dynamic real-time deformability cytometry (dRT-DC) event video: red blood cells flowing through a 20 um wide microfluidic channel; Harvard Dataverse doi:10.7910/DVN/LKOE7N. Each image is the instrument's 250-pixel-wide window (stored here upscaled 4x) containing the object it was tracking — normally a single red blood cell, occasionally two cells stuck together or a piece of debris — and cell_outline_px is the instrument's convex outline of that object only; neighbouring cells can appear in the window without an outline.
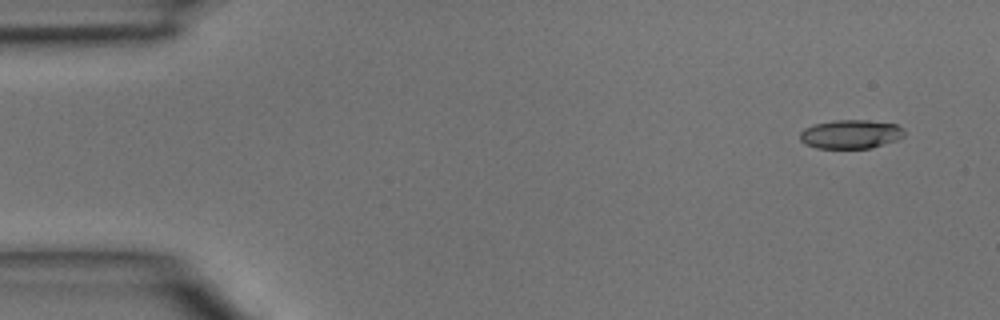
{"species": "common noctule bat (a hibernating species)", "species_latin": "Nyctalus noctula", "temperature_condition": "room temperature", "stored_images_in_passage": 4, "camera_frame_rate_fps": 3000, "um_per_image_px": 0.085, "animal": {"sex": "male", "body_mass_g": 15.6}, "frame": {"image": 1, "passage_image": 1, "time_ms": 0.0, "image_size_px": [1000, 320], "cell_outline_px": [[904, 136], [896, 140], [868, 148], [816, 148], [804, 144], [800, 140], [800, 132], [804, 128], [812, 124], [832, 120], [868, 120], [896, 124], [904, 128]], "centroid_in_image_um": [72.27, 11.39], "position_along_channel_um": 12.7, "area_um2": 17.63}}
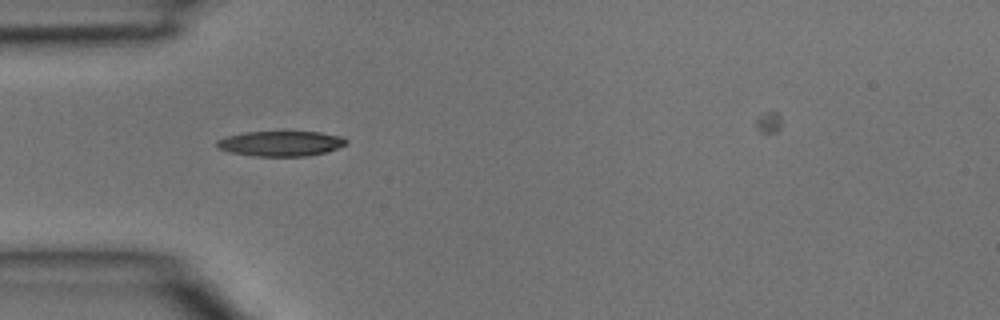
{"frame": {"image": 2, "passage_image": 3, "time_ms": 0.667, "image_size_px": [1000, 320], "cell_outline_px": [[348, 144], [324, 152], [308, 156], [256, 156], [232, 152], [220, 148], [216, 144], [216, 140], [224, 136], [244, 132], [320, 132], [340, 136], [348, 140]], "centroid_in_image_um": [23.86, 12.19], "position_along_channel_um": 61.1, "area_um2": 18.84}}